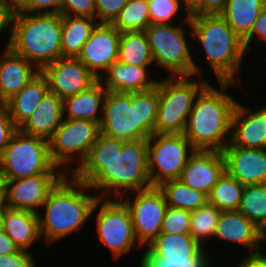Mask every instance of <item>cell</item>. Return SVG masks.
I'll use <instances>...</instances> for the list:
<instances>
[{"label":"cell","mask_w":266,"mask_h":267,"mask_svg":"<svg viewBox=\"0 0 266 267\" xmlns=\"http://www.w3.org/2000/svg\"><path fill=\"white\" fill-rule=\"evenodd\" d=\"M72 175L100 198H121L150 188L147 140L124 141L100 133Z\"/></svg>","instance_id":"1"},{"label":"cell","mask_w":266,"mask_h":267,"mask_svg":"<svg viewBox=\"0 0 266 267\" xmlns=\"http://www.w3.org/2000/svg\"><path fill=\"white\" fill-rule=\"evenodd\" d=\"M98 198L97 192L86 183L77 180L72 174H66L41 206L44 214H37L44 243L49 247V244L83 230Z\"/></svg>","instance_id":"2"},{"label":"cell","mask_w":266,"mask_h":267,"mask_svg":"<svg viewBox=\"0 0 266 267\" xmlns=\"http://www.w3.org/2000/svg\"><path fill=\"white\" fill-rule=\"evenodd\" d=\"M210 83L197 96L183 134L195 150L223 151L230 141L231 119L238 103L227 92L236 82ZM232 86V87H230Z\"/></svg>","instance_id":"3"},{"label":"cell","mask_w":266,"mask_h":267,"mask_svg":"<svg viewBox=\"0 0 266 267\" xmlns=\"http://www.w3.org/2000/svg\"><path fill=\"white\" fill-rule=\"evenodd\" d=\"M159 104V80L148 91H107L100 133L124 141L147 140L155 133Z\"/></svg>","instance_id":"4"},{"label":"cell","mask_w":266,"mask_h":267,"mask_svg":"<svg viewBox=\"0 0 266 267\" xmlns=\"http://www.w3.org/2000/svg\"><path fill=\"white\" fill-rule=\"evenodd\" d=\"M193 44L203 50L205 62L218 82L241 83L246 54L244 41L220 15H190ZM196 40V41H195ZM239 76V77H238ZM239 81V82H238Z\"/></svg>","instance_id":"5"},{"label":"cell","mask_w":266,"mask_h":267,"mask_svg":"<svg viewBox=\"0 0 266 267\" xmlns=\"http://www.w3.org/2000/svg\"><path fill=\"white\" fill-rule=\"evenodd\" d=\"M62 14L15 11L8 47L40 72L62 57Z\"/></svg>","instance_id":"6"},{"label":"cell","mask_w":266,"mask_h":267,"mask_svg":"<svg viewBox=\"0 0 266 267\" xmlns=\"http://www.w3.org/2000/svg\"><path fill=\"white\" fill-rule=\"evenodd\" d=\"M144 32L148 38L155 68L161 67L162 71L164 68L168 72V77L194 75L201 77L204 73L191 53L190 48L193 45L189 42L193 40L190 22L174 23V25L150 24Z\"/></svg>","instance_id":"7"},{"label":"cell","mask_w":266,"mask_h":267,"mask_svg":"<svg viewBox=\"0 0 266 267\" xmlns=\"http://www.w3.org/2000/svg\"><path fill=\"white\" fill-rule=\"evenodd\" d=\"M202 78L195 77V75L167 76L159 80L160 104L155 134H182L184 132L197 96L210 83L206 77L202 76Z\"/></svg>","instance_id":"8"},{"label":"cell","mask_w":266,"mask_h":267,"mask_svg":"<svg viewBox=\"0 0 266 267\" xmlns=\"http://www.w3.org/2000/svg\"><path fill=\"white\" fill-rule=\"evenodd\" d=\"M40 174H66L49 154L47 140L17 130L0 155V181Z\"/></svg>","instance_id":"9"},{"label":"cell","mask_w":266,"mask_h":267,"mask_svg":"<svg viewBox=\"0 0 266 267\" xmlns=\"http://www.w3.org/2000/svg\"><path fill=\"white\" fill-rule=\"evenodd\" d=\"M93 214L98 240L112 253L113 260L119 261L133 248L143 249L136 239L130 211L120 198L99 197L90 219H94Z\"/></svg>","instance_id":"10"},{"label":"cell","mask_w":266,"mask_h":267,"mask_svg":"<svg viewBox=\"0 0 266 267\" xmlns=\"http://www.w3.org/2000/svg\"><path fill=\"white\" fill-rule=\"evenodd\" d=\"M99 134L100 128L96 122L63 118L48 141L52 162L66 174H72L86 159Z\"/></svg>","instance_id":"11"},{"label":"cell","mask_w":266,"mask_h":267,"mask_svg":"<svg viewBox=\"0 0 266 267\" xmlns=\"http://www.w3.org/2000/svg\"><path fill=\"white\" fill-rule=\"evenodd\" d=\"M151 186L180 179L188 158L195 152L182 134H152L147 139Z\"/></svg>","instance_id":"12"},{"label":"cell","mask_w":266,"mask_h":267,"mask_svg":"<svg viewBox=\"0 0 266 267\" xmlns=\"http://www.w3.org/2000/svg\"><path fill=\"white\" fill-rule=\"evenodd\" d=\"M120 199L130 211L137 241L143 248L146 247L161 233L168 207L163 193L157 186H151L125 194Z\"/></svg>","instance_id":"13"},{"label":"cell","mask_w":266,"mask_h":267,"mask_svg":"<svg viewBox=\"0 0 266 267\" xmlns=\"http://www.w3.org/2000/svg\"><path fill=\"white\" fill-rule=\"evenodd\" d=\"M66 174H40L22 179L0 181L4 189V204L14 210L39 213L50 191Z\"/></svg>","instance_id":"14"},{"label":"cell","mask_w":266,"mask_h":267,"mask_svg":"<svg viewBox=\"0 0 266 267\" xmlns=\"http://www.w3.org/2000/svg\"><path fill=\"white\" fill-rule=\"evenodd\" d=\"M41 73L47 78L49 92L61 99L85 91L98 81L77 57H61L46 66Z\"/></svg>","instance_id":"15"},{"label":"cell","mask_w":266,"mask_h":267,"mask_svg":"<svg viewBox=\"0 0 266 267\" xmlns=\"http://www.w3.org/2000/svg\"><path fill=\"white\" fill-rule=\"evenodd\" d=\"M120 37L112 24L98 23L77 58L99 78L118 61Z\"/></svg>","instance_id":"16"},{"label":"cell","mask_w":266,"mask_h":267,"mask_svg":"<svg viewBox=\"0 0 266 267\" xmlns=\"http://www.w3.org/2000/svg\"><path fill=\"white\" fill-rule=\"evenodd\" d=\"M254 109L239 101L236 104L229 141L233 146L266 149V104Z\"/></svg>","instance_id":"17"},{"label":"cell","mask_w":266,"mask_h":267,"mask_svg":"<svg viewBox=\"0 0 266 267\" xmlns=\"http://www.w3.org/2000/svg\"><path fill=\"white\" fill-rule=\"evenodd\" d=\"M226 172L244 186L266 183V149L233 146L222 151Z\"/></svg>","instance_id":"18"},{"label":"cell","mask_w":266,"mask_h":267,"mask_svg":"<svg viewBox=\"0 0 266 267\" xmlns=\"http://www.w3.org/2000/svg\"><path fill=\"white\" fill-rule=\"evenodd\" d=\"M225 172L226 164L221 151L195 150L188 158L180 180L208 196Z\"/></svg>","instance_id":"19"},{"label":"cell","mask_w":266,"mask_h":267,"mask_svg":"<svg viewBox=\"0 0 266 267\" xmlns=\"http://www.w3.org/2000/svg\"><path fill=\"white\" fill-rule=\"evenodd\" d=\"M216 239L240 245L248 253L263 250V232L239 210L221 211L213 241Z\"/></svg>","instance_id":"20"},{"label":"cell","mask_w":266,"mask_h":267,"mask_svg":"<svg viewBox=\"0 0 266 267\" xmlns=\"http://www.w3.org/2000/svg\"><path fill=\"white\" fill-rule=\"evenodd\" d=\"M0 53V104L19 93L40 71L27 59L3 47Z\"/></svg>","instance_id":"21"},{"label":"cell","mask_w":266,"mask_h":267,"mask_svg":"<svg viewBox=\"0 0 266 267\" xmlns=\"http://www.w3.org/2000/svg\"><path fill=\"white\" fill-rule=\"evenodd\" d=\"M151 67L132 66L119 61L114 62L98 81L107 91L143 92L157 86L160 78H151ZM149 72V74H148Z\"/></svg>","instance_id":"22"},{"label":"cell","mask_w":266,"mask_h":267,"mask_svg":"<svg viewBox=\"0 0 266 267\" xmlns=\"http://www.w3.org/2000/svg\"><path fill=\"white\" fill-rule=\"evenodd\" d=\"M63 121V99L48 92L29 118L18 128L26 135L51 139Z\"/></svg>","instance_id":"23"},{"label":"cell","mask_w":266,"mask_h":267,"mask_svg":"<svg viewBox=\"0 0 266 267\" xmlns=\"http://www.w3.org/2000/svg\"><path fill=\"white\" fill-rule=\"evenodd\" d=\"M48 92L47 78L40 72L19 93L13 95L3 104L17 128L31 116Z\"/></svg>","instance_id":"24"},{"label":"cell","mask_w":266,"mask_h":267,"mask_svg":"<svg viewBox=\"0 0 266 267\" xmlns=\"http://www.w3.org/2000/svg\"><path fill=\"white\" fill-rule=\"evenodd\" d=\"M107 90L97 81L89 89L63 99V118L100 123Z\"/></svg>","instance_id":"25"},{"label":"cell","mask_w":266,"mask_h":267,"mask_svg":"<svg viewBox=\"0 0 266 267\" xmlns=\"http://www.w3.org/2000/svg\"><path fill=\"white\" fill-rule=\"evenodd\" d=\"M3 231L21 250L31 251L32 245L42 239L37 213L27 210H14L5 206Z\"/></svg>","instance_id":"26"},{"label":"cell","mask_w":266,"mask_h":267,"mask_svg":"<svg viewBox=\"0 0 266 267\" xmlns=\"http://www.w3.org/2000/svg\"><path fill=\"white\" fill-rule=\"evenodd\" d=\"M266 7V0H227L220 15L236 34L245 41L259 14Z\"/></svg>","instance_id":"27"},{"label":"cell","mask_w":266,"mask_h":267,"mask_svg":"<svg viewBox=\"0 0 266 267\" xmlns=\"http://www.w3.org/2000/svg\"><path fill=\"white\" fill-rule=\"evenodd\" d=\"M97 24L95 18L62 15V57H78Z\"/></svg>","instance_id":"28"},{"label":"cell","mask_w":266,"mask_h":267,"mask_svg":"<svg viewBox=\"0 0 266 267\" xmlns=\"http://www.w3.org/2000/svg\"><path fill=\"white\" fill-rule=\"evenodd\" d=\"M144 248L145 250L142 251L141 256L191 257L202 246L189 233H160Z\"/></svg>","instance_id":"29"},{"label":"cell","mask_w":266,"mask_h":267,"mask_svg":"<svg viewBox=\"0 0 266 267\" xmlns=\"http://www.w3.org/2000/svg\"><path fill=\"white\" fill-rule=\"evenodd\" d=\"M118 61L132 66H155L148 38L144 31L121 33Z\"/></svg>","instance_id":"30"},{"label":"cell","mask_w":266,"mask_h":267,"mask_svg":"<svg viewBox=\"0 0 266 267\" xmlns=\"http://www.w3.org/2000/svg\"><path fill=\"white\" fill-rule=\"evenodd\" d=\"M157 187L163 193L168 206L192 212L208 202L206 194L187 186L180 179L167 180Z\"/></svg>","instance_id":"31"},{"label":"cell","mask_w":266,"mask_h":267,"mask_svg":"<svg viewBox=\"0 0 266 267\" xmlns=\"http://www.w3.org/2000/svg\"><path fill=\"white\" fill-rule=\"evenodd\" d=\"M244 185L230 176L227 172L212 187L208 195V203L220 211L238 210Z\"/></svg>","instance_id":"32"},{"label":"cell","mask_w":266,"mask_h":267,"mask_svg":"<svg viewBox=\"0 0 266 267\" xmlns=\"http://www.w3.org/2000/svg\"><path fill=\"white\" fill-rule=\"evenodd\" d=\"M238 210L264 232L266 230V183L244 186Z\"/></svg>","instance_id":"33"},{"label":"cell","mask_w":266,"mask_h":267,"mask_svg":"<svg viewBox=\"0 0 266 267\" xmlns=\"http://www.w3.org/2000/svg\"><path fill=\"white\" fill-rule=\"evenodd\" d=\"M221 211L214 205L206 203L199 209L191 212L190 235L202 247H206L207 241H212L216 233Z\"/></svg>","instance_id":"34"},{"label":"cell","mask_w":266,"mask_h":267,"mask_svg":"<svg viewBox=\"0 0 266 267\" xmlns=\"http://www.w3.org/2000/svg\"><path fill=\"white\" fill-rule=\"evenodd\" d=\"M111 24L120 33L145 31L150 25L147 0H129Z\"/></svg>","instance_id":"35"},{"label":"cell","mask_w":266,"mask_h":267,"mask_svg":"<svg viewBox=\"0 0 266 267\" xmlns=\"http://www.w3.org/2000/svg\"><path fill=\"white\" fill-rule=\"evenodd\" d=\"M211 245L202 247L191 257H161V256H141L139 267H212L214 256L210 253ZM212 258V259H211Z\"/></svg>","instance_id":"36"},{"label":"cell","mask_w":266,"mask_h":267,"mask_svg":"<svg viewBox=\"0 0 266 267\" xmlns=\"http://www.w3.org/2000/svg\"><path fill=\"white\" fill-rule=\"evenodd\" d=\"M147 2L150 24H174L179 20V23L190 22V15L182 7L180 0H147ZM180 11H183L184 15L182 12L179 14Z\"/></svg>","instance_id":"37"},{"label":"cell","mask_w":266,"mask_h":267,"mask_svg":"<svg viewBox=\"0 0 266 267\" xmlns=\"http://www.w3.org/2000/svg\"><path fill=\"white\" fill-rule=\"evenodd\" d=\"M191 212L168 206L163 218L161 233H190Z\"/></svg>","instance_id":"38"},{"label":"cell","mask_w":266,"mask_h":267,"mask_svg":"<svg viewBox=\"0 0 266 267\" xmlns=\"http://www.w3.org/2000/svg\"><path fill=\"white\" fill-rule=\"evenodd\" d=\"M64 0H15V11L25 13H60Z\"/></svg>","instance_id":"39"},{"label":"cell","mask_w":266,"mask_h":267,"mask_svg":"<svg viewBox=\"0 0 266 267\" xmlns=\"http://www.w3.org/2000/svg\"><path fill=\"white\" fill-rule=\"evenodd\" d=\"M129 0H95V19L98 23L111 24Z\"/></svg>","instance_id":"40"},{"label":"cell","mask_w":266,"mask_h":267,"mask_svg":"<svg viewBox=\"0 0 266 267\" xmlns=\"http://www.w3.org/2000/svg\"><path fill=\"white\" fill-rule=\"evenodd\" d=\"M95 11V0H64L62 5V15L95 18Z\"/></svg>","instance_id":"41"},{"label":"cell","mask_w":266,"mask_h":267,"mask_svg":"<svg viewBox=\"0 0 266 267\" xmlns=\"http://www.w3.org/2000/svg\"><path fill=\"white\" fill-rule=\"evenodd\" d=\"M31 252L20 249L9 255H0V267H37Z\"/></svg>","instance_id":"42"},{"label":"cell","mask_w":266,"mask_h":267,"mask_svg":"<svg viewBox=\"0 0 266 267\" xmlns=\"http://www.w3.org/2000/svg\"><path fill=\"white\" fill-rule=\"evenodd\" d=\"M17 130L7 108L0 104V155Z\"/></svg>","instance_id":"43"},{"label":"cell","mask_w":266,"mask_h":267,"mask_svg":"<svg viewBox=\"0 0 266 267\" xmlns=\"http://www.w3.org/2000/svg\"><path fill=\"white\" fill-rule=\"evenodd\" d=\"M259 41L266 43V7L255 20L251 35L244 41L246 51L250 52L253 42L259 43Z\"/></svg>","instance_id":"44"},{"label":"cell","mask_w":266,"mask_h":267,"mask_svg":"<svg viewBox=\"0 0 266 267\" xmlns=\"http://www.w3.org/2000/svg\"><path fill=\"white\" fill-rule=\"evenodd\" d=\"M15 13V3L13 0H0V34L7 29L10 30L9 38L5 47H8L12 35V19Z\"/></svg>","instance_id":"45"},{"label":"cell","mask_w":266,"mask_h":267,"mask_svg":"<svg viewBox=\"0 0 266 267\" xmlns=\"http://www.w3.org/2000/svg\"><path fill=\"white\" fill-rule=\"evenodd\" d=\"M227 0H202V4L191 15H216L220 14Z\"/></svg>","instance_id":"46"},{"label":"cell","mask_w":266,"mask_h":267,"mask_svg":"<svg viewBox=\"0 0 266 267\" xmlns=\"http://www.w3.org/2000/svg\"><path fill=\"white\" fill-rule=\"evenodd\" d=\"M241 258L239 264H234L232 267H266V250H261L256 253H248Z\"/></svg>","instance_id":"47"},{"label":"cell","mask_w":266,"mask_h":267,"mask_svg":"<svg viewBox=\"0 0 266 267\" xmlns=\"http://www.w3.org/2000/svg\"><path fill=\"white\" fill-rule=\"evenodd\" d=\"M19 250L13 240L3 230L0 231V255H9Z\"/></svg>","instance_id":"48"},{"label":"cell","mask_w":266,"mask_h":267,"mask_svg":"<svg viewBox=\"0 0 266 267\" xmlns=\"http://www.w3.org/2000/svg\"><path fill=\"white\" fill-rule=\"evenodd\" d=\"M180 2L189 15H191L202 4V0H180Z\"/></svg>","instance_id":"49"},{"label":"cell","mask_w":266,"mask_h":267,"mask_svg":"<svg viewBox=\"0 0 266 267\" xmlns=\"http://www.w3.org/2000/svg\"><path fill=\"white\" fill-rule=\"evenodd\" d=\"M4 217H5V204L0 208V231L3 230Z\"/></svg>","instance_id":"50"},{"label":"cell","mask_w":266,"mask_h":267,"mask_svg":"<svg viewBox=\"0 0 266 267\" xmlns=\"http://www.w3.org/2000/svg\"><path fill=\"white\" fill-rule=\"evenodd\" d=\"M4 205V189L3 185L0 182V208Z\"/></svg>","instance_id":"51"},{"label":"cell","mask_w":266,"mask_h":267,"mask_svg":"<svg viewBox=\"0 0 266 267\" xmlns=\"http://www.w3.org/2000/svg\"><path fill=\"white\" fill-rule=\"evenodd\" d=\"M266 242V230L263 232V244Z\"/></svg>","instance_id":"52"}]
</instances>
